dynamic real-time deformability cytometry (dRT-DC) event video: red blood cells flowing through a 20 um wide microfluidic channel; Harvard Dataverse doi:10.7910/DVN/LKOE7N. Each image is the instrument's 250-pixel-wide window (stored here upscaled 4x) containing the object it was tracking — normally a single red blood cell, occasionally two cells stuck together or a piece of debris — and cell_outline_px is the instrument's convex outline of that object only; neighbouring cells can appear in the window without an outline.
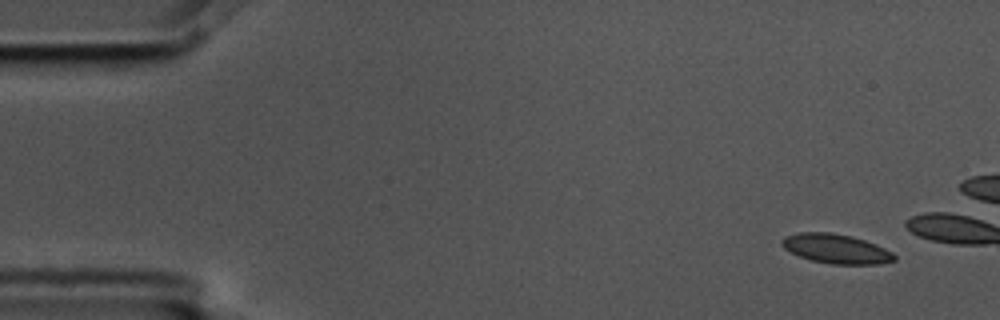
{"species": "common noctule bat (a hibernating species)", "species_latin": "Nyctalus noctula", "temperature_condition": "cold", "stored_images_in_passage": 5, "camera_frame_rate_fps": 3000, "um_per_image_px": 0.085, "animal": {"sex": "male", "body_mass_g": 17.5, "forearm_length_mm": 52.3}, "frame": {"image": 1, "passage_image": 1, "time_ms": 0.0, "image_size_px": [1000, 320], "cell_outline_px": [[896, 260], [880, 264], [832, 264], [812, 260], [800, 256], [784, 248], [780, 244], [780, 240], [784, 236], [800, 232], [828, 232], [852, 236], [876, 244], [892, 252], [896, 256]], "centroid_in_image_um": [71.07, 21.14], "position_along_channel_um": 13.9, "area_um2": 19.25}}